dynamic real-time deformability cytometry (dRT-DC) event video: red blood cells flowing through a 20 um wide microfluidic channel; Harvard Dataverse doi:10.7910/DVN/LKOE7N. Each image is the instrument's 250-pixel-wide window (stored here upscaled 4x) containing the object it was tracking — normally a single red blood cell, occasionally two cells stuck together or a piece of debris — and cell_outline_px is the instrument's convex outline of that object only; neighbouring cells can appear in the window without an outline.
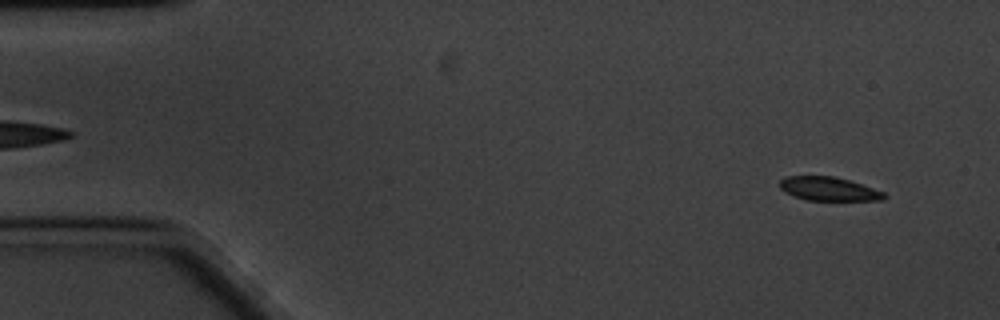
{"species": "common noctule bat (a hibernating species)", "species_latin": "Nyctalus noctula", "temperature_condition": "cold", "stored_images_in_passage": 17, "camera_frame_rate_fps": 3000, "um_per_image_px": 0.085, "animal": {"sex": "male", "body_mass_g": 20.1, "forearm_length_mm": 53.5}, "frame": {"image": 1, "passage_image": 4, "time_ms": 1.0, "image_size_px": [1000, 320], "cell_outline_px": [[888, 196], [884, 200], [804, 200], [784, 192], [780, 188], [780, 180], [784, 176], [832, 176], [848, 180], [884, 192]], "centroid_in_image_um": [70.41, 16.06], "position_along_channel_um": 14.6, "area_um2": 14.39}}